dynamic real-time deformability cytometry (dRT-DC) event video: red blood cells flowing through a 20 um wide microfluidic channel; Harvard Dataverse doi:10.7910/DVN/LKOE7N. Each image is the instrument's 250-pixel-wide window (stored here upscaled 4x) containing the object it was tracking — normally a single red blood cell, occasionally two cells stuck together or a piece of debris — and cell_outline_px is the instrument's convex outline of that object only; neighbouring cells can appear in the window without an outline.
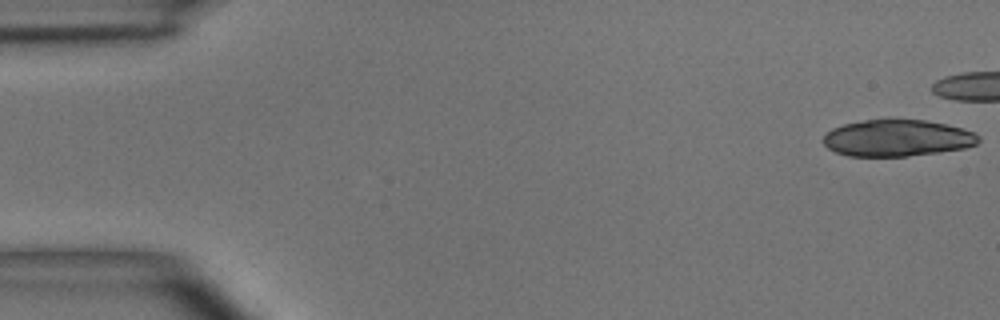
{"species": "common noctule bat (a hibernating species)", "species_latin": "Nyctalus noctula", "temperature_condition": "room temperature", "stored_images_in_passage": 6, "camera_frame_rate_fps": 3000, "um_per_image_px": 0.085, "animal": {"sex": "male", "body_mass_g": 15.6}, "frame": {"image": 1, "passage_image": 1, "time_ms": 0.0, "image_size_px": [1000, 320], "cell_outline_px": [[980, 140], [976, 144], [964, 148], [940, 152], [904, 156], [848, 156], [836, 152], [828, 148], [824, 144], [824, 136], [832, 128], [844, 124], [864, 120], [924, 120], [944, 124], [960, 128], [972, 132], [980, 136]], "centroid_in_image_um": [76.25, 11.74], "position_along_channel_um": 8.7, "area_um2": 32.77}}